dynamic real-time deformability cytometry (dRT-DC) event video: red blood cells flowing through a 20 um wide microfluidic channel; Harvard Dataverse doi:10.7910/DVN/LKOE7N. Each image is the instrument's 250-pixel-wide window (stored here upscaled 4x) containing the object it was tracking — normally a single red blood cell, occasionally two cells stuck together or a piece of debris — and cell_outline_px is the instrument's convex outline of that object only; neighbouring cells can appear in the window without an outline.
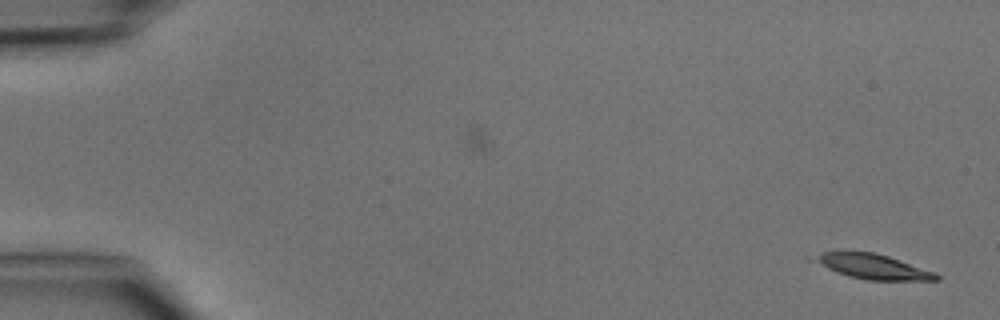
{"species": "common noctule bat (a hibernating species)", "species_latin": "Nyctalus noctula", "temperature_condition": "cold", "stored_images_in_passage": 6, "camera_frame_rate_fps": 3000, "um_per_image_px": 0.085, "animal": {"sex": "male", "body_mass_g": 15.6}, "frame": {"image": 1, "passage_image": 1, "time_ms": 0.0, "image_size_px": [1000, 320], "cell_outline_px": [[940, 280], [864, 280], [848, 276], [836, 272], [808, 260], [804, 256], [820, 252], [872, 252], [888, 256], [936, 272], [940, 276]], "centroid_in_image_um": [74.08, 22.65], "position_along_channel_um": 10.9, "area_um2": 18.03}}
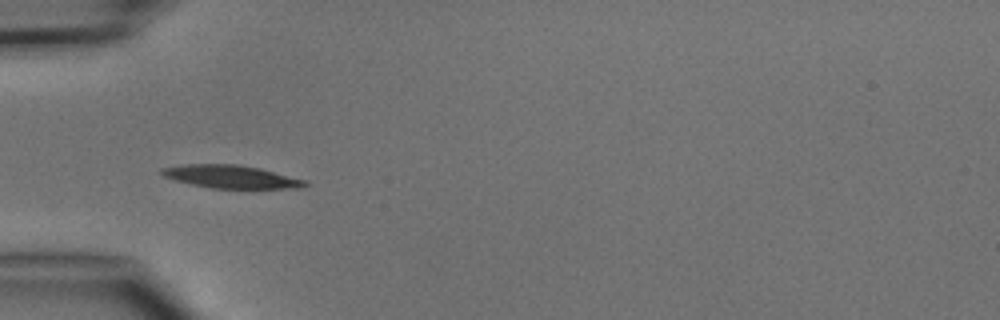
{"frame": {"image": 2, "passage_image": 5, "time_ms": 4.667, "image_size_px": [1000, 320], "cell_outline_px": [[308, 184], [304, 188], [212, 188], [192, 184], [160, 176], [160, 168], [184, 164], [236, 164], [260, 168], [308, 180]], "centroid_in_image_um": [19.65, 15.01], "position_along_channel_um": 65.4, "area_um2": 19.31}}